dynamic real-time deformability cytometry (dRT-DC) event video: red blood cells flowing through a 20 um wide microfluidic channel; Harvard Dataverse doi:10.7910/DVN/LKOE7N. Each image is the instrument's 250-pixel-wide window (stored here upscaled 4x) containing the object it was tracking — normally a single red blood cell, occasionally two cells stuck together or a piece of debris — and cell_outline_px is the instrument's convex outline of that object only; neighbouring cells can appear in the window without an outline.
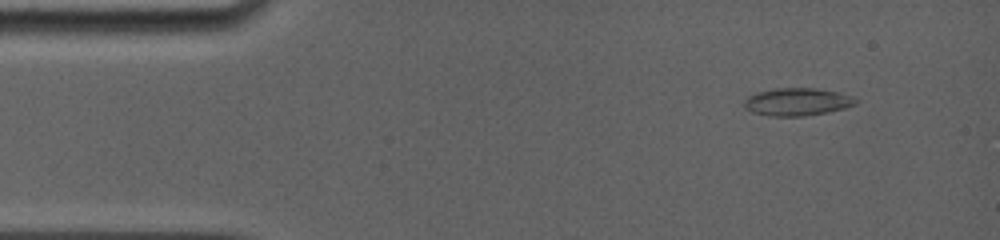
{"species": "common noctule bat (a hibernating species)", "species_latin": "Nyctalus noctula", "temperature_condition": "room temperature", "stored_images_in_passage": 37, "camera_frame_rate_fps": 5000, "um_per_image_px": 0.085, "animal": {"sex": "female", "body_mass_g": 19.0, "forearm_length_mm": 56.7}, "frame": {"image": 1, "passage_image": 3, "time_ms": 1.2, "image_size_px": [1000, 240], "cell_outline_px": [[860, 100], [856, 104], [844, 108], [828, 112], [804, 116], [768, 116], [752, 112], [744, 108], [744, 100], [748, 96], [756, 92], [776, 88], [816, 88], [836, 92], [852, 96]], "centroid_in_image_um": [67.75, 8.66], "position_along_channel_um": 17.3, "area_um2": 18.09}}
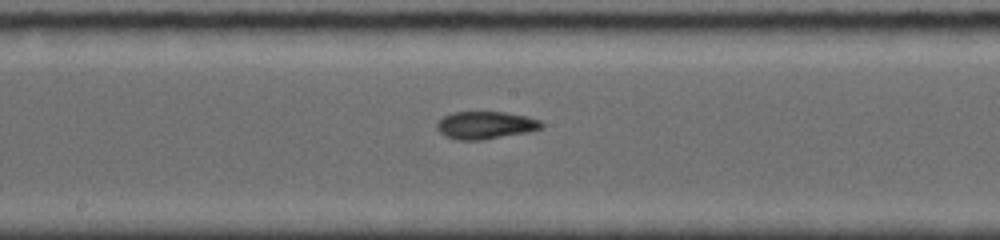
{"frame": {"image": 2, "passage_image": 19, "time_ms": 8.2, "image_size_px": [1000, 240], "cell_outline_px": [[544, 124], [540, 128], [528, 132], [480, 140], [456, 140], [444, 136], [436, 128], [436, 124], [444, 116], [452, 112], [504, 112], [528, 116], [540, 120]], "centroid_in_image_um": [41.25, 10.64], "position_along_channel_um": 207.0, "area_um2": 16.82}}
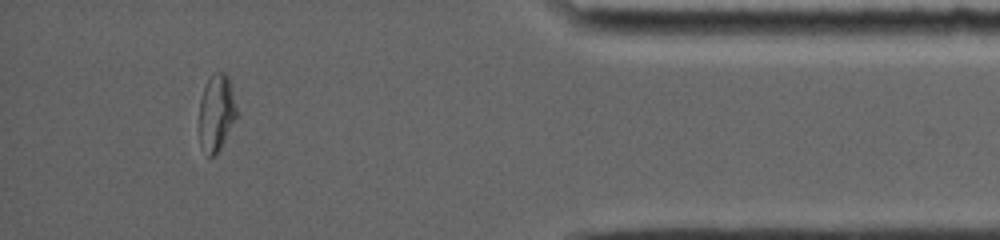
{"frame": {"image": 3, "passage_image": 33, "time_ms": 14.4, "image_size_px": [1000, 240], "cell_outline_px": [[236, 116], [220, 148], [212, 156], [208, 156], [200, 144], [200, 100], [204, 88], [212, 72], [224, 72], [228, 76], [236, 108]], "centroid_in_image_um": [18.37, 9.55], "position_along_channel_um": 416.8, "area_um2": 16.18}, "authors_computed_cell_mechanics": {"area_um2": 16.8198, "velocity_mm_per_s": 3.8729, "shape_relaxation_time_tau1_ms": null, "shape_relaxation_time_tau2_ms": 3.1874, "deformation_change_tau1": null, "deformation_change_tau2": 0.0898}}